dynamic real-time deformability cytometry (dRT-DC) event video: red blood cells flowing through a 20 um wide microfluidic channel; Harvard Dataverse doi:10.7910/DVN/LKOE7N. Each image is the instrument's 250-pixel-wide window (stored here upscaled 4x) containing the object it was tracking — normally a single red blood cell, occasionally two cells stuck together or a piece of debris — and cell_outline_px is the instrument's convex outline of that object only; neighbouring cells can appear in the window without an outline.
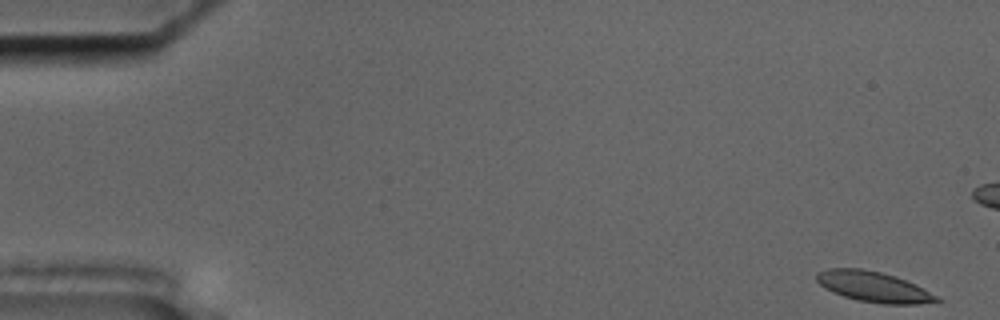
{"species": "common noctule bat (a hibernating species)", "species_latin": "Nyctalus noctula", "temperature_condition": "cold", "stored_images_in_passage": 56, "camera_frame_rate_fps": 3000, "um_per_image_px": 0.085, "animal": {"sex": "male", "body_mass_g": 17.5, "forearm_length_mm": 52.3}, "frame": {"image": 1, "passage_image": 1, "time_ms": 0.0, "image_size_px": [1000, 320], "cell_outline_px": [[944, 300], [940, 304], [884, 304], [860, 300], [844, 296], [832, 292], [824, 288], [816, 280], [816, 272], [828, 268], [860, 268], [880, 272], [896, 276], [916, 284]], "centroid_in_image_um": [74.32, 24.39], "position_along_channel_um": 10.7, "area_um2": 21.62}}
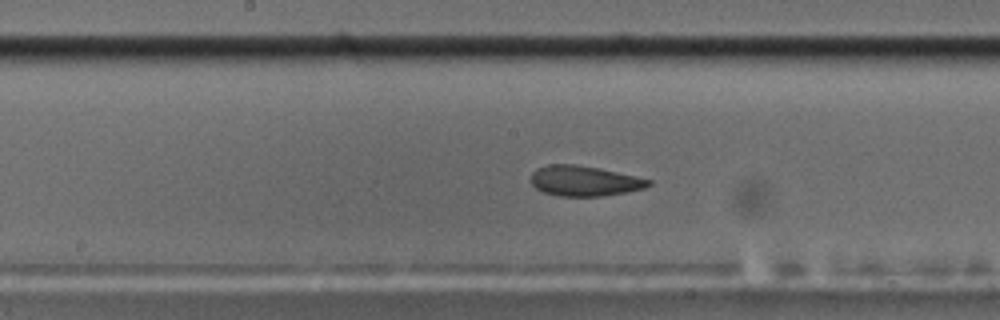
{"frame": {"image": 2, "passage_image": 28, "time_ms": 9.0, "image_size_px": [1000, 320], "cell_outline_px": [[652, 184], [644, 188], [628, 192], [600, 196], [560, 196], [544, 192], [536, 188], [528, 180], [532, 172], [536, 168], [548, 164], [576, 164], [600, 168], [652, 180]], "centroid_in_image_um": [49.64, 15.37], "position_along_channel_um": 198.6, "area_um2": 20.92}}
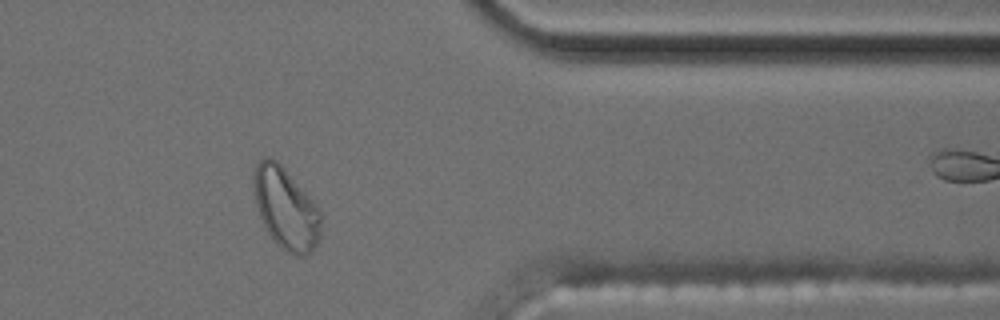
{"frame": {"image": 3, "passage_image": 45, "time_ms": 14.667, "image_size_px": [1000, 320], "cell_outline_px": [[320, 240], [312, 252], [304, 256], [296, 256], [288, 252], [268, 232], [260, 216], [256, 204], [256, 164], [264, 156], [272, 156], [284, 168], [312, 200], [320, 212]], "centroid_in_image_um": [24.34, 17.74], "position_along_channel_um": 387.1, "area_um2": 30.92}, "authors_computed_cell_mechanics": {"area_um2": 21.9062, "velocity_mm_per_s": 3.5969, "shape_relaxation_time_tau1_ms": null, "shape_relaxation_time_tau2_ms": 2.1721, "deformation_change_tau1": null, "deformation_change_tau2": 0.0747}}